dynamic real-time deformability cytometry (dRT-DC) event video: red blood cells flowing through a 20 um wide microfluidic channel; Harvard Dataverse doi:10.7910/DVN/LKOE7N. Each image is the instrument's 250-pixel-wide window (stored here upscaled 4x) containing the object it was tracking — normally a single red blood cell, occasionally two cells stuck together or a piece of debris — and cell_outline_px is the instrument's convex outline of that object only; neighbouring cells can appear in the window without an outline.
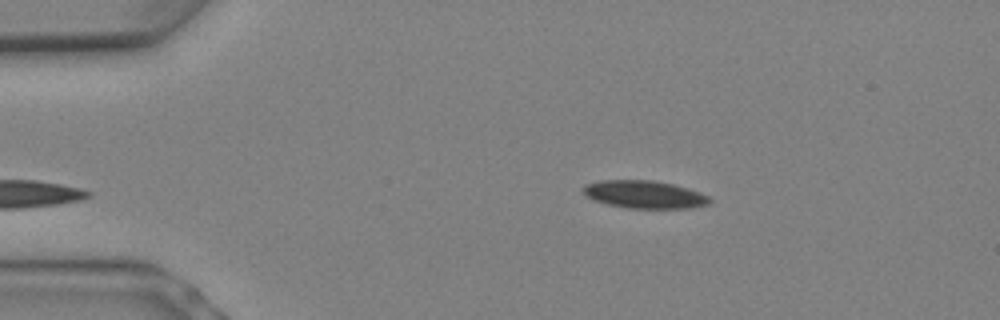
{"species": "Egyptian fruit bat (a non-hibernating species)", "species_latin": "Rousettus aegyptiacus", "temperature_condition": "warm", "stored_images_in_passage": 4, "camera_frame_rate_fps": 3000, "um_per_image_px": 0.085, "animal": {"sex": "female"}, "frame": {"image": 1, "passage_image": 4, "time_ms": 1.0, "image_size_px": [1000, 320], "cell_outline_px": [[712, 200], [708, 204], [692, 208], [628, 208], [608, 204], [584, 196], [580, 188], [584, 184], [600, 180], [652, 180], [672, 184], [688, 188], [712, 196]], "centroid_in_image_um": [54.77, 16.52], "position_along_channel_um": 30.2, "area_um2": 20.69}}